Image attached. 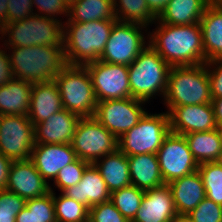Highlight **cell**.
Masks as SVG:
<instances>
[{
    "mask_svg": "<svg viewBox=\"0 0 222 222\" xmlns=\"http://www.w3.org/2000/svg\"><path fill=\"white\" fill-rule=\"evenodd\" d=\"M26 208H33L34 222H57L53 202V192L25 202Z\"/></svg>",
    "mask_w": 222,
    "mask_h": 222,
    "instance_id": "cell-35",
    "label": "cell"
},
{
    "mask_svg": "<svg viewBox=\"0 0 222 222\" xmlns=\"http://www.w3.org/2000/svg\"><path fill=\"white\" fill-rule=\"evenodd\" d=\"M89 222H129L109 200L89 209Z\"/></svg>",
    "mask_w": 222,
    "mask_h": 222,
    "instance_id": "cell-38",
    "label": "cell"
},
{
    "mask_svg": "<svg viewBox=\"0 0 222 222\" xmlns=\"http://www.w3.org/2000/svg\"><path fill=\"white\" fill-rule=\"evenodd\" d=\"M33 13L53 19L68 18V8L62 0H32ZM35 7V10H34ZM62 15V16H60Z\"/></svg>",
    "mask_w": 222,
    "mask_h": 222,
    "instance_id": "cell-39",
    "label": "cell"
},
{
    "mask_svg": "<svg viewBox=\"0 0 222 222\" xmlns=\"http://www.w3.org/2000/svg\"><path fill=\"white\" fill-rule=\"evenodd\" d=\"M169 133V114L166 111L157 114L147 111L137 125L118 139V149L126 156L157 154Z\"/></svg>",
    "mask_w": 222,
    "mask_h": 222,
    "instance_id": "cell-8",
    "label": "cell"
},
{
    "mask_svg": "<svg viewBox=\"0 0 222 222\" xmlns=\"http://www.w3.org/2000/svg\"><path fill=\"white\" fill-rule=\"evenodd\" d=\"M54 81L58 85L64 109L80 117L94 116L98 101L85 66L66 65Z\"/></svg>",
    "mask_w": 222,
    "mask_h": 222,
    "instance_id": "cell-7",
    "label": "cell"
},
{
    "mask_svg": "<svg viewBox=\"0 0 222 222\" xmlns=\"http://www.w3.org/2000/svg\"><path fill=\"white\" fill-rule=\"evenodd\" d=\"M34 125L27 115H0V153L14 160L31 158Z\"/></svg>",
    "mask_w": 222,
    "mask_h": 222,
    "instance_id": "cell-11",
    "label": "cell"
},
{
    "mask_svg": "<svg viewBox=\"0 0 222 222\" xmlns=\"http://www.w3.org/2000/svg\"><path fill=\"white\" fill-rule=\"evenodd\" d=\"M170 132L185 135L192 132L211 131L218 128L212 103L167 106Z\"/></svg>",
    "mask_w": 222,
    "mask_h": 222,
    "instance_id": "cell-15",
    "label": "cell"
},
{
    "mask_svg": "<svg viewBox=\"0 0 222 222\" xmlns=\"http://www.w3.org/2000/svg\"><path fill=\"white\" fill-rule=\"evenodd\" d=\"M26 200L16 193L0 190V222H16V216L25 207Z\"/></svg>",
    "mask_w": 222,
    "mask_h": 222,
    "instance_id": "cell-36",
    "label": "cell"
},
{
    "mask_svg": "<svg viewBox=\"0 0 222 222\" xmlns=\"http://www.w3.org/2000/svg\"><path fill=\"white\" fill-rule=\"evenodd\" d=\"M93 164L98 169L110 192L132 185L129 160L118 148Z\"/></svg>",
    "mask_w": 222,
    "mask_h": 222,
    "instance_id": "cell-25",
    "label": "cell"
},
{
    "mask_svg": "<svg viewBox=\"0 0 222 222\" xmlns=\"http://www.w3.org/2000/svg\"><path fill=\"white\" fill-rule=\"evenodd\" d=\"M206 197L222 205V167L216 162H205L198 165Z\"/></svg>",
    "mask_w": 222,
    "mask_h": 222,
    "instance_id": "cell-33",
    "label": "cell"
},
{
    "mask_svg": "<svg viewBox=\"0 0 222 222\" xmlns=\"http://www.w3.org/2000/svg\"><path fill=\"white\" fill-rule=\"evenodd\" d=\"M66 7L69 9L77 0H62Z\"/></svg>",
    "mask_w": 222,
    "mask_h": 222,
    "instance_id": "cell-48",
    "label": "cell"
},
{
    "mask_svg": "<svg viewBox=\"0 0 222 222\" xmlns=\"http://www.w3.org/2000/svg\"><path fill=\"white\" fill-rule=\"evenodd\" d=\"M12 160L0 153V190L5 189Z\"/></svg>",
    "mask_w": 222,
    "mask_h": 222,
    "instance_id": "cell-43",
    "label": "cell"
},
{
    "mask_svg": "<svg viewBox=\"0 0 222 222\" xmlns=\"http://www.w3.org/2000/svg\"><path fill=\"white\" fill-rule=\"evenodd\" d=\"M219 166L222 167V151L221 153L219 154L218 158L216 159L215 161Z\"/></svg>",
    "mask_w": 222,
    "mask_h": 222,
    "instance_id": "cell-50",
    "label": "cell"
},
{
    "mask_svg": "<svg viewBox=\"0 0 222 222\" xmlns=\"http://www.w3.org/2000/svg\"><path fill=\"white\" fill-rule=\"evenodd\" d=\"M144 194L145 191L130 185L111 192L110 201L131 222L139 210Z\"/></svg>",
    "mask_w": 222,
    "mask_h": 222,
    "instance_id": "cell-31",
    "label": "cell"
},
{
    "mask_svg": "<svg viewBox=\"0 0 222 222\" xmlns=\"http://www.w3.org/2000/svg\"><path fill=\"white\" fill-rule=\"evenodd\" d=\"M16 222H34L33 208L24 207L16 216Z\"/></svg>",
    "mask_w": 222,
    "mask_h": 222,
    "instance_id": "cell-46",
    "label": "cell"
},
{
    "mask_svg": "<svg viewBox=\"0 0 222 222\" xmlns=\"http://www.w3.org/2000/svg\"><path fill=\"white\" fill-rule=\"evenodd\" d=\"M159 168L165 184L198 170L184 135L170 132L157 152Z\"/></svg>",
    "mask_w": 222,
    "mask_h": 222,
    "instance_id": "cell-14",
    "label": "cell"
},
{
    "mask_svg": "<svg viewBox=\"0 0 222 222\" xmlns=\"http://www.w3.org/2000/svg\"><path fill=\"white\" fill-rule=\"evenodd\" d=\"M7 23L24 20L33 13L32 0H8Z\"/></svg>",
    "mask_w": 222,
    "mask_h": 222,
    "instance_id": "cell-41",
    "label": "cell"
},
{
    "mask_svg": "<svg viewBox=\"0 0 222 222\" xmlns=\"http://www.w3.org/2000/svg\"><path fill=\"white\" fill-rule=\"evenodd\" d=\"M193 158L198 164L215 162L222 151V132L220 128L184 135Z\"/></svg>",
    "mask_w": 222,
    "mask_h": 222,
    "instance_id": "cell-28",
    "label": "cell"
},
{
    "mask_svg": "<svg viewBox=\"0 0 222 222\" xmlns=\"http://www.w3.org/2000/svg\"><path fill=\"white\" fill-rule=\"evenodd\" d=\"M89 164V162L77 158L74 162L66 165L59 171L53 182L54 185H50V190H54L56 186L58 191L63 192L68 187L76 185L81 181L83 172Z\"/></svg>",
    "mask_w": 222,
    "mask_h": 222,
    "instance_id": "cell-34",
    "label": "cell"
},
{
    "mask_svg": "<svg viewBox=\"0 0 222 222\" xmlns=\"http://www.w3.org/2000/svg\"><path fill=\"white\" fill-rule=\"evenodd\" d=\"M172 192L174 206L179 217H185L206 197L202 178L197 171L174 179L167 184Z\"/></svg>",
    "mask_w": 222,
    "mask_h": 222,
    "instance_id": "cell-21",
    "label": "cell"
},
{
    "mask_svg": "<svg viewBox=\"0 0 222 222\" xmlns=\"http://www.w3.org/2000/svg\"><path fill=\"white\" fill-rule=\"evenodd\" d=\"M113 2L118 21L139 23L149 28L157 20L147 6L146 0H113Z\"/></svg>",
    "mask_w": 222,
    "mask_h": 222,
    "instance_id": "cell-30",
    "label": "cell"
},
{
    "mask_svg": "<svg viewBox=\"0 0 222 222\" xmlns=\"http://www.w3.org/2000/svg\"><path fill=\"white\" fill-rule=\"evenodd\" d=\"M206 67L210 80L211 97H222V58L206 62Z\"/></svg>",
    "mask_w": 222,
    "mask_h": 222,
    "instance_id": "cell-40",
    "label": "cell"
},
{
    "mask_svg": "<svg viewBox=\"0 0 222 222\" xmlns=\"http://www.w3.org/2000/svg\"><path fill=\"white\" fill-rule=\"evenodd\" d=\"M210 2L211 0H170L157 21L170 25L199 23Z\"/></svg>",
    "mask_w": 222,
    "mask_h": 222,
    "instance_id": "cell-27",
    "label": "cell"
},
{
    "mask_svg": "<svg viewBox=\"0 0 222 222\" xmlns=\"http://www.w3.org/2000/svg\"><path fill=\"white\" fill-rule=\"evenodd\" d=\"M117 19L63 22V49L67 65L98 61Z\"/></svg>",
    "mask_w": 222,
    "mask_h": 222,
    "instance_id": "cell-2",
    "label": "cell"
},
{
    "mask_svg": "<svg viewBox=\"0 0 222 222\" xmlns=\"http://www.w3.org/2000/svg\"><path fill=\"white\" fill-rule=\"evenodd\" d=\"M130 180L133 186L146 191L163 186L157 154H138L127 156Z\"/></svg>",
    "mask_w": 222,
    "mask_h": 222,
    "instance_id": "cell-23",
    "label": "cell"
},
{
    "mask_svg": "<svg viewBox=\"0 0 222 222\" xmlns=\"http://www.w3.org/2000/svg\"><path fill=\"white\" fill-rule=\"evenodd\" d=\"M171 66L149 44L128 65L131 97L150 103L160 96L164 99Z\"/></svg>",
    "mask_w": 222,
    "mask_h": 222,
    "instance_id": "cell-4",
    "label": "cell"
},
{
    "mask_svg": "<svg viewBox=\"0 0 222 222\" xmlns=\"http://www.w3.org/2000/svg\"><path fill=\"white\" fill-rule=\"evenodd\" d=\"M63 109L59 88L54 80L33 83L27 116L34 126Z\"/></svg>",
    "mask_w": 222,
    "mask_h": 222,
    "instance_id": "cell-22",
    "label": "cell"
},
{
    "mask_svg": "<svg viewBox=\"0 0 222 222\" xmlns=\"http://www.w3.org/2000/svg\"><path fill=\"white\" fill-rule=\"evenodd\" d=\"M32 85L14 77L0 86V115H28Z\"/></svg>",
    "mask_w": 222,
    "mask_h": 222,
    "instance_id": "cell-26",
    "label": "cell"
},
{
    "mask_svg": "<svg viewBox=\"0 0 222 222\" xmlns=\"http://www.w3.org/2000/svg\"><path fill=\"white\" fill-rule=\"evenodd\" d=\"M71 147L77 158L93 164L118 148V139L94 117H81Z\"/></svg>",
    "mask_w": 222,
    "mask_h": 222,
    "instance_id": "cell-10",
    "label": "cell"
},
{
    "mask_svg": "<svg viewBox=\"0 0 222 222\" xmlns=\"http://www.w3.org/2000/svg\"><path fill=\"white\" fill-rule=\"evenodd\" d=\"M170 0H146L150 11L158 17Z\"/></svg>",
    "mask_w": 222,
    "mask_h": 222,
    "instance_id": "cell-44",
    "label": "cell"
},
{
    "mask_svg": "<svg viewBox=\"0 0 222 222\" xmlns=\"http://www.w3.org/2000/svg\"><path fill=\"white\" fill-rule=\"evenodd\" d=\"M53 192V202L57 222H87L89 209L74 199L67 197L61 192L56 196Z\"/></svg>",
    "mask_w": 222,
    "mask_h": 222,
    "instance_id": "cell-32",
    "label": "cell"
},
{
    "mask_svg": "<svg viewBox=\"0 0 222 222\" xmlns=\"http://www.w3.org/2000/svg\"><path fill=\"white\" fill-rule=\"evenodd\" d=\"M6 49L13 76L30 83L50 82L67 65L63 46L34 45Z\"/></svg>",
    "mask_w": 222,
    "mask_h": 222,
    "instance_id": "cell-3",
    "label": "cell"
},
{
    "mask_svg": "<svg viewBox=\"0 0 222 222\" xmlns=\"http://www.w3.org/2000/svg\"><path fill=\"white\" fill-rule=\"evenodd\" d=\"M211 2L222 9V0H211Z\"/></svg>",
    "mask_w": 222,
    "mask_h": 222,
    "instance_id": "cell-49",
    "label": "cell"
},
{
    "mask_svg": "<svg viewBox=\"0 0 222 222\" xmlns=\"http://www.w3.org/2000/svg\"><path fill=\"white\" fill-rule=\"evenodd\" d=\"M166 222H176V219L170 220V221H166Z\"/></svg>",
    "mask_w": 222,
    "mask_h": 222,
    "instance_id": "cell-53",
    "label": "cell"
},
{
    "mask_svg": "<svg viewBox=\"0 0 222 222\" xmlns=\"http://www.w3.org/2000/svg\"><path fill=\"white\" fill-rule=\"evenodd\" d=\"M5 189L28 200L48 194L50 184L43 179L31 159L14 160Z\"/></svg>",
    "mask_w": 222,
    "mask_h": 222,
    "instance_id": "cell-16",
    "label": "cell"
},
{
    "mask_svg": "<svg viewBox=\"0 0 222 222\" xmlns=\"http://www.w3.org/2000/svg\"><path fill=\"white\" fill-rule=\"evenodd\" d=\"M67 197L85 205L88 209L96 204L110 200L111 192L94 164H89L83 172L82 179L63 192Z\"/></svg>",
    "mask_w": 222,
    "mask_h": 222,
    "instance_id": "cell-20",
    "label": "cell"
},
{
    "mask_svg": "<svg viewBox=\"0 0 222 222\" xmlns=\"http://www.w3.org/2000/svg\"><path fill=\"white\" fill-rule=\"evenodd\" d=\"M116 19L113 0H77L68 9L65 22Z\"/></svg>",
    "mask_w": 222,
    "mask_h": 222,
    "instance_id": "cell-29",
    "label": "cell"
},
{
    "mask_svg": "<svg viewBox=\"0 0 222 222\" xmlns=\"http://www.w3.org/2000/svg\"><path fill=\"white\" fill-rule=\"evenodd\" d=\"M63 22L33 14L24 20L7 23L3 27V44L6 48L63 46Z\"/></svg>",
    "mask_w": 222,
    "mask_h": 222,
    "instance_id": "cell-6",
    "label": "cell"
},
{
    "mask_svg": "<svg viewBox=\"0 0 222 222\" xmlns=\"http://www.w3.org/2000/svg\"><path fill=\"white\" fill-rule=\"evenodd\" d=\"M48 184L59 171L77 159L71 144H35L30 158Z\"/></svg>",
    "mask_w": 222,
    "mask_h": 222,
    "instance_id": "cell-17",
    "label": "cell"
},
{
    "mask_svg": "<svg viewBox=\"0 0 222 222\" xmlns=\"http://www.w3.org/2000/svg\"><path fill=\"white\" fill-rule=\"evenodd\" d=\"M84 66L91 77L98 102L131 97L128 66L100 60Z\"/></svg>",
    "mask_w": 222,
    "mask_h": 222,
    "instance_id": "cell-13",
    "label": "cell"
},
{
    "mask_svg": "<svg viewBox=\"0 0 222 222\" xmlns=\"http://www.w3.org/2000/svg\"><path fill=\"white\" fill-rule=\"evenodd\" d=\"M1 44L2 47L0 46V86L7 84L14 78L11 70L10 58L7 49L6 47H3V43Z\"/></svg>",
    "mask_w": 222,
    "mask_h": 222,
    "instance_id": "cell-42",
    "label": "cell"
},
{
    "mask_svg": "<svg viewBox=\"0 0 222 222\" xmlns=\"http://www.w3.org/2000/svg\"><path fill=\"white\" fill-rule=\"evenodd\" d=\"M163 100L166 106L211 103L210 80L206 63L171 67Z\"/></svg>",
    "mask_w": 222,
    "mask_h": 222,
    "instance_id": "cell-5",
    "label": "cell"
},
{
    "mask_svg": "<svg viewBox=\"0 0 222 222\" xmlns=\"http://www.w3.org/2000/svg\"><path fill=\"white\" fill-rule=\"evenodd\" d=\"M179 218L167 184L146 190L139 210L131 222H166Z\"/></svg>",
    "mask_w": 222,
    "mask_h": 222,
    "instance_id": "cell-18",
    "label": "cell"
},
{
    "mask_svg": "<svg viewBox=\"0 0 222 222\" xmlns=\"http://www.w3.org/2000/svg\"><path fill=\"white\" fill-rule=\"evenodd\" d=\"M215 121L218 128H222V97L212 98Z\"/></svg>",
    "mask_w": 222,
    "mask_h": 222,
    "instance_id": "cell-45",
    "label": "cell"
},
{
    "mask_svg": "<svg viewBox=\"0 0 222 222\" xmlns=\"http://www.w3.org/2000/svg\"><path fill=\"white\" fill-rule=\"evenodd\" d=\"M80 116L66 109L34 126L35 144H71Z\"/></svg>",
    "mask_w": 222,
    "mask_h": 222,
    "instance_id": "cell-19",
    "label": "cell"
},
{
    "mask_svg": "<svg viewBox=\"0 0 222 222\" xmlns=\"http://www.w3.org/2000/svg\"><path fill=\"white\" fill-rule=\"evenodd\" d=\"M0 40H1V42H3L2 40H3V27L0 25ZM0 42V43H1ZM1 45V44H0Z\"/></svg>",
    "mask_w": 222,
    "mask_h": 222,
    "instance_id": "cell-52",
    "label": "cell"
},
{
    "mask_svg": "<svg viewBox=\"0 0 222 222\" xmlns=\"http://www.w3.org/2000/svg\"><path fill=\"white\" fill-rule=\"evenodd\" d=\"M184 218L189 222H222V205L205 197L200 204Z\"/></svg>",
    "mask_w": 222,
    "mask_h": 222,
    "instance_id": "cell-37",
    "label": "cell"
},
{
    "mask_svg": "<svg viewBox=\"0 0 222 222\" xmlns=\"http://www.w3.org/2000/svg\"><path fill=\"white\" fill-rule=\"evenodd\" d=\"M148 29L147 26L139 23L117 20L99 60L110 64L130 65L138 54L149 45Z\"/></svg>",
    "mask_w": 222,
    "mask_h": 222,
    "instance_id": "cell-9",
    "label": "cell"
},
{
    "mask_svg": "<svg viewBox=\"0 0 222 222\" xmlns=\"http://www.w3.org/2000/svg\"><path fill=\"white\" fill-rule=\"evenodd\" d=\"M154 24L155 29L149 31V44L171 67L204 63L200 23L170 25L155 20Z\"/></svg>",
    "mask_w": 222,
    "mask_h": 222,
    "instance_id": "cell-1",
    "label": "cell"
},
{
    "mask_svg": "<svg viewBox=\"0 0 222 222\" xmlns=\"http://www.w3.org/2000/svg\"><path fill=\"white\" fill-rule=\"evenodd\" d=\"M176 222H189V221L185 219L184 217H179L176 219Z\"/></svg>",
    "mask_w": 222,
    "mask_h": 222,
    "instance_id": "cell-51",
    "label": "cell"
},
{
    "mask_svg": "<svg viewBox=\"0 0 222 222\" xmlns=\"http://www.w3.org/2000/svg\"><path fill=\"white\" fill-rule=\"evenodd\" d=\"M8 0H0V25L4 27L7 24Z\"/></svg>",
    "mask_w": 222,
    "mask_h": 222,
    "instance_id": "cell-47",
    "label": "cell"
},
{
    "mask_svg": "<svg viewBox=\"0 0 222 222\" xmlns=\"http://www.w3.org/2000/svg\"><path fill=\"white\" fill-rule=\"evenodd\" d=\"M204 63L222 58V9L210 2L200 19Z\"/></svg>",
    "mask_w": 222,
    "mask_h": 222,
    "instance_id": "cell-24",
    "label": "cell"
},
{
    "mask_svg": "<svg viewBox=\"0 0 222 222\" xmlns=\"http://www.w3.org/2000/svg\"><path fill=\"white\" fill-rule=\"evenodd\" d=\"M144 105L146 102L133 97L100 101L93 117L119 139L147 112Z\"/></svg>",
    "mask_w": 222,
    "mask_h": 222,
    "instance_id": "cell-12",
    "label": "cell"
}]
</instances>
